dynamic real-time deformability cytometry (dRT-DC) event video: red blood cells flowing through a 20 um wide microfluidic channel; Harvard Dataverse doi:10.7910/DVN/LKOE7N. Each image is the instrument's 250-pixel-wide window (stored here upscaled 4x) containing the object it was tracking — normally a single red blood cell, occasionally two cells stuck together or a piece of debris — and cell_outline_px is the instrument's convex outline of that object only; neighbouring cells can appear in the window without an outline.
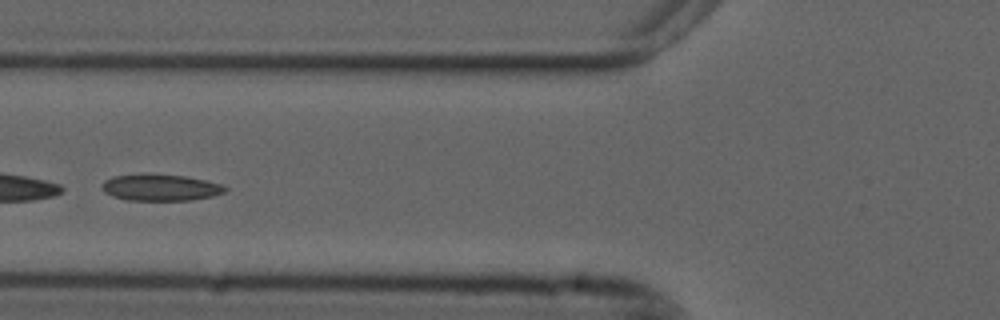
{"species": "common noctule bat (a hibernating species)", "species_latin": "Nyctalus noctula", "temperature_condition": "cold", "stored_images_in_passage": 39, "camera_frame_rate_fps": 3000, "um_per_image_px": 0.085, "animal": {"sex": "male", "forearm_length_mm": 52.5}, "frame": {"image": 1, "passage_image": 6, "time_ms": 1.667, "image_size_px": [1000, 320], "cell_outline_px": [[228, 188], [224, 192], [212, 196], [192, 200], [128, 200], [112, 196], [104, 192], [100, 188], [104, 180], [112, 176], [184, 176], [204, 180], [220, 184]], "centroid_in_image_um": [13.63, 15.98], "position_along_channel_um": 112.2, "area_um2": 18.32}, "authors_computed_cell_mechanics": {"area_um2": 19.3052, "velocity_mm_per_s": 3.6614, "shape_relaxation_time_tau1_ms": null, "shape_relaxation_time_tau2_ms": 3.5052, "deformation_change_tau1": null, "deformation_change_tau2": 0.0864}}